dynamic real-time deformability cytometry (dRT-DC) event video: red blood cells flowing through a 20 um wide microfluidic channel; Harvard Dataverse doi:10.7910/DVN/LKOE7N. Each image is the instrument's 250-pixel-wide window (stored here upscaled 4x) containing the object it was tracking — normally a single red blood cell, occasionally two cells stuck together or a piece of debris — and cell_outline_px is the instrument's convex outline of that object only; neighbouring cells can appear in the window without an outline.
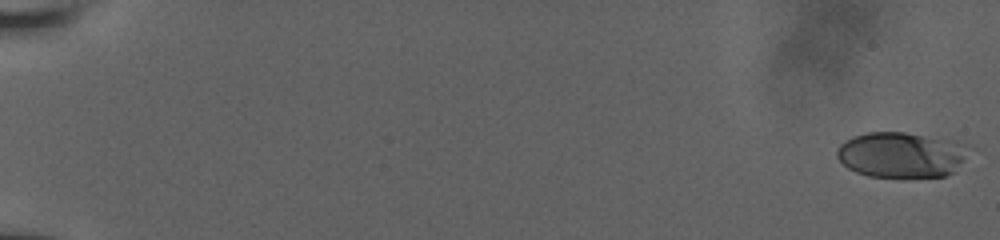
{"species": "human", "species_latin": "Homo sapiens", "temperature_condition": "room temperature", "stored_images_in_passage": 13, "camera_frame_rate_fps": 3000, "um_per_image_px": 0.085, "donor": {"sex": "male"}, "frame": {"image": 1, "passage_image": 1, "time_ms": 0.0, "image_size_px": [1000, 240], "cell_outline_px": [[976, 148], [956, 172], [944, 176], [868, 176], [856, 172], [848, 168], [836, 156], [836, 148], [844, 140], [852, 136], [868, 132], [904, 132], [956, 140]], "centroid_in_image_um": [76.71, 13.13], "position_along_channel_um": 8.3, "area_um2": 35.78}}